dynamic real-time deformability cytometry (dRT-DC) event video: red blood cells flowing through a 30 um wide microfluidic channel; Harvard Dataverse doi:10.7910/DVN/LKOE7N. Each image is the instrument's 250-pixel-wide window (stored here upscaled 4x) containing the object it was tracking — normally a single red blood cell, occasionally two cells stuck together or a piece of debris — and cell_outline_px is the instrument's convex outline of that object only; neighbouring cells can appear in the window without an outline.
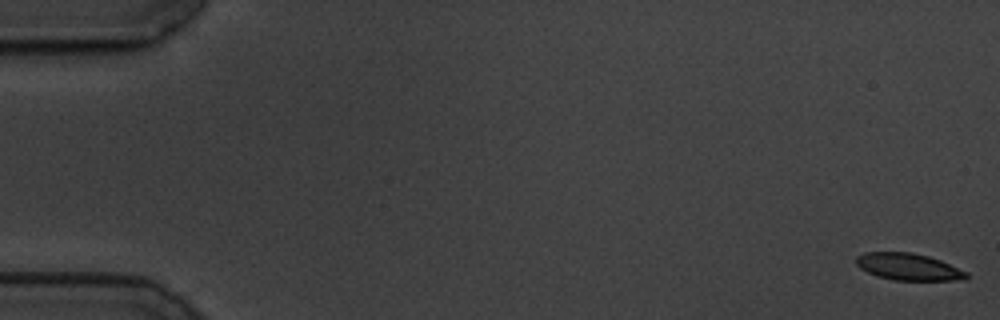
{"species": "common noctule bat (a hibernating species)", "species_latin": "Nyctalus noctula", "temperature_condition": "cold", "stored_images_in_passage": 58, "camera_frame_rate_fps": 3000, "um_per_image_px": 0.085, "animal": {"sex": "male", "body_mass_g": 19.5, "forearm_length_mm": 54.6}, "frame": {"image": 1, "passage_image": 1, "time_ms": 0.0, "image_size_px": [1000, 320], "cell_outline_px": [[968, 276], [952, 280], [892, 280], [876, 276], [860, 268], [856, 264], [856, 256], [864, 252], [912, 252], [928, 256], [940, 260], [968, 272]], "centroid_in_image_um": [77.16, 22.66], "position_along_channel_um": 7.8, "area_um2": 17.17}}
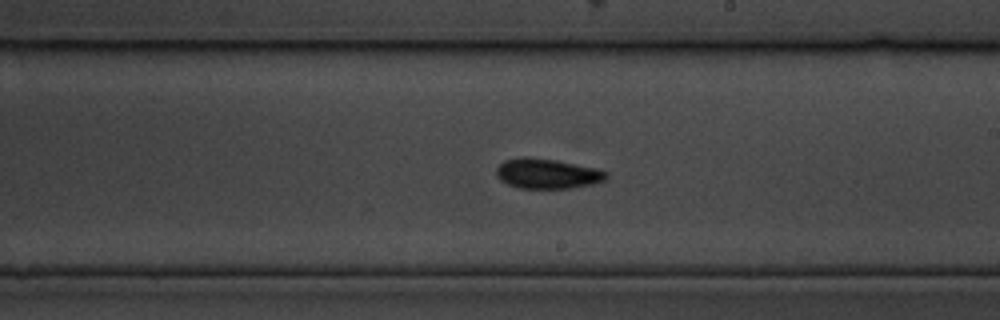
{"frame": {"image": 2, "passage_image": 34, "time_ms": 11.0, "image_size_px": [1000, 320], "cell_outline_px": [[608, 180], [592, 184], [572, 188], [520, 188], [508, 184], [500, 180], [496, 176], [496, 168], [504, 160], [524, 156], [556, 160], [600, 168], [608, 172]], "centroid_in_image_um": [46.56, 14.75], "position_along_channel_um": 242.4, "area_um2": 19.54}}
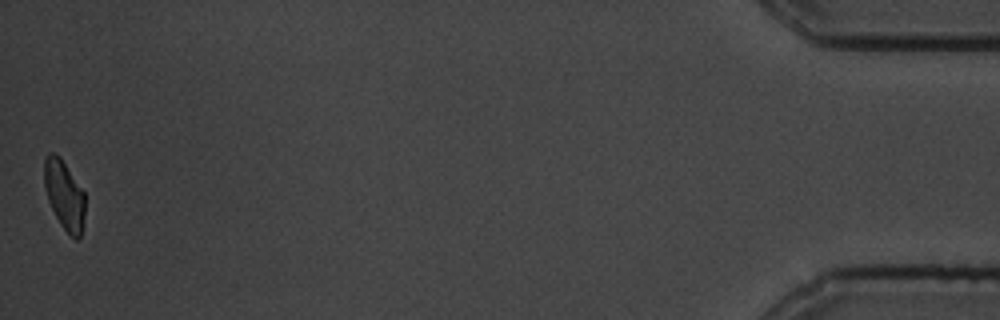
{"frame": {"image": 3, "passage_image": 58, "time_ms": 19.0, "image_size_px": [1000, 320], "cell_outline_px": [[84, 216], [80, 236], [76, 240], [60, 224], [48, 200], [44, 188], [44, 160], [48, 152], [56, 152], [60, 156], [84, 192]], "centroid_in_image_um": [5.44, 16.52], "position_along_channel_um": 429.8, "area_um2": 16.3}, "authors_computed_cell_mechanics": {"area_um2": 18.4382, "velocity_mm_per_s": 3.4684, "shape_relaxation_time_tau1_ms": 7.5398, "shape_relaxation_time_tau2_ms": 4.7426, "deformation_change_tau1": 0.1427, "deformation_change_tau2": 0.087}}